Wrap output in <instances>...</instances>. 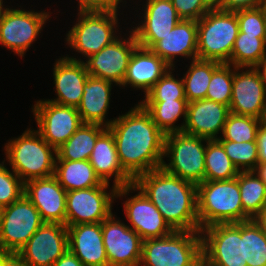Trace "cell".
Returning <instances> with one entry per match:
<instances>
[{
  "mask_svg": "<svg viewBox=\"0 0 266 266\" xmlns=\"http://www.w3.org/2000/svg\"><path fill=\"white\" fill-rule=\"evenodd\" d=\"M32 112L41 137L56 150L83 124L76 107L64 106L49 100H39Z\"/></svg>",
  "mask_w": 266,
  "mask_h": 266,
  "instance_id": "7c38bea8",
  "label": "cell"
},
{
  "mask_svg": "<svg viewBox=\"0 0 266 266\" xmlns=\"http://www.w3.org/2000/svg\"><path fill=\"white\" fill-rule=\"evenodd\" d=\"M254 68L259 72L261 80L266 89V55L260 60V62Z\"/></svg>",
  "mask_w": 266,
  "mask_h": 266,
  "instance_id": "681fc988",
  "label": "cell"
},
{
  "mask_svg": "<svg viewBox=\"0 0 266 266\" xmlns=\"http://www.w3.org/2000/svg\"><path fill=\"white\" fill-rule=\"evenodd\" d=\"M234 66L230 112L236 115L261 119L266 89L259 72L254 67L248 70Z\"/></svg>",
  "mask_w": 266,
  "mask_h": 266,
  "instance_id": "d6986e66",
  "label": "cell"
},
{
  "mask_svg": "<svg viewBox=\"0 0 266 266\" xmlns=\"http://www.w3.org/2000/svg\"><path fill=\"white\" fill-rule=\"evenodd\" d=\"M244 261L247 266H266V236L253 219L244 221Z\"/></svg>",
  "mask_w": 266,
  "mask_h": 266,
  "instance_id": "d590c367",
  "label": "cell"
},
{
  "mask_svg": "<svg viewBox=\"0 0 266 266\" xmlns=\"http://www.w3.org/2000/svg\"><path fill=\"white\" fill-rule=\"evenodd\" d=\"M262 121L252 116L236 115L230 113L225 122L222 138L217 140H229L234 142L256 141L257 130Z\"/></svg>",
  "mask_w": 266,
  "mask_h": 266,
  "instance_id": "e575fe53",
  "label": "cell"
},
{
  "mask_svg": "<svg viewBox=\"0 0 266 266\" xmlns=\"http://www.w3.org/2000/svg\"><path fill=\"white\" fill-rule=\"evenodd\" d=\"M239 31L236 11L209 10L197 21V59L230 64Z\"/></svg>",
  "mask_w": 266,
  "mask_h": 266,
  "instance_id": "8992f818",
  "label": "cell"
},
{
  "mask_svg": "<svg viewBox=\"0 0 266 266\" xmlns=\"http://www.w3.org/2000/svg\"><path fill=\"white\" fill-rule=\"evenodd\" d=\"M170 68L145 94L143 101L187 100L183 79H175Z\"/></svg>",
  "mask_w": 266,
  "mask_h": 266,
  "instance_id": "f35d334b",
  "label": "cell"
},
{
  "mask_svg": "<svg viewBox=\"0 0 266 266\" xmlns=\"http://www.w3.org/2000/svg\"><path fill=\"white\" fill-rule=\"evenodd\" d=\"M24 194L39 211L44 222L66 225L67 191L54 175L26 181Z\"/></svg>",
  "mask_w": 266,
  "mask_h": 266,
  "instance_id": "ac0fdd59",
  "label": "cell"
},
{
  "mask_svg": "<svg viewBox=\"0 0 266 266\" xmlns=\"http://www.w3.org/2000/svg\"><path fill=\"white\" fill-rule=\"evenodd\" d=\"M150 50L174 68V58L181 57L197 59V21L182 19L177 25L156 42Z\"/></svg>",
  "mask_w": 266,
  "mask_h": 266,
  "instance_id": "484cf974",
  "label": "cell"
},
{
  "mask_svg": "<svg viewBox=\"0 0 266 266\" xmlns=\"http://www.w3.org/2000/svg\"><path fill=\"white\" fill-rule=\"evenodd\" d=\"M264 10L265 16H266V0H263L262 6H261Z\"/></svg>",
  "mask_w": 266,
  "mask_h": 266,
  "instance_id": "9f6ffc18",
  "label": "cell"
},
{
  "mask_svg": "<svg viewBox=\"0 0 266 266\" xmlns=\"http://www.w3.org/2000/svg\"><path fill=\"white\" fill-rule=\"evenodd\" d=\"M191 62L187 73L182 78L188 102L205 99L212 73L221 64L200 59Z\"/></svg>",
  "mask_w": 266,
  "mask_h": 266,
  "instance_id": "1f68e13d",
  "label": "cell"
},
{
  "mask_svg": "<svg viewBox=\"0 0 266 266\" xmlns=\"http://www.w3.org/2000/svg\"><path fill=\"white\" fill-rule=\"evenodd\" d=\"M254 222L260 227L263 234L266 236V205L253 218Z\"/></svg>",
  "mask_w": 266,
  "mask_h": 266,
  "instance_id": "c3c4849f",
  "label": "cell"
},
{
  "mask_svg": "<svg viewBox=\"0 0 266 266\" xmlns=\"http://www.w3.org/2000/svg\"><path fill=\"white\" fill-rule=\"evenodd\" d=\"M7 8L3 7V0H0V18L3 16L4 11Z\"/></svg>",
  "mask_w": 266,
  "mask_h": 266,
  "instance_id": "11a10c76",
  "label": "cell"
},
{
  "mask_svg": "<svg viewBox=\"0 0 266 266\" xmlns=\"http://www.w3.org/2000/svg\"><path fill=\"white\" fill-rule=\"evenodd\" d=\"M113 82L88 76L80 105L77 107L83 123L99 124L109 127L113 120L105 119Z\"/></svg>",
  "mask_w": 266,
  "mask_h": 266,
  "instance_id": "4316f807",
  "label": "cell"
},
{
  "mask_svg": "<svg viewBox=\"0 0 266 266\" xmlns=\"http://www.w3.org/2000/svg\"><path fill=\"white\" fill-rule=\"evenodd\" d=\"M67 250V226L44 222L18 254L30 266H52Z\"/></svg>",
  "mask_w": 266,
  "mask_h": 266,
  "instance_id": "e0dca14e",
  "label": "cell"
},
{
  "mask_svg": "<svg viewBox=\"0 0 266 266\" xmlns=\"http://www.w3.org/2000/svg\"><path fill=\"white\" fill-rule=\"evenodd\" d=\"M139 266H203L201 231L143 240Z\"/></svg>",
  "mask_w": 266,
  "mask_h": 266,
  "instance_id": "277c9868",
  "label": "cell"
},
{
  "mask_svg": "<svg viewBox=\"0 0 266 266\" xmlns=\"http://www.w3.org/2000/svg\"><path fill=\"white\" fill-rule=\"evenodd\" d=\"M262 3L263 0H225L224 4L219 9L235 12L242 9L261 7Z\"/></svg>",
  "mask_w": 266,
  "mask_h": 266,
  "instance_id": "ee69618b",
  "label": "cell"
},
{
  "mask_svg": "<svg viewBox=\"0 0 266 266\" xmlns=\"http://www.w3.org/2000/svg\"><path fill=\"white\" fill-rule=\"evenodd\" d=\"M89 162L104 183L109 184V178L114 176L113 186L116 188L134 184L120 165L114 135L108 128L97 138Z\"/></svg>",
  "mask_w": 266,
  "mask_h": 266,
  "instance_id": "cb8c5ba5",
  "label": "cell"
},
{
  "mask_svg": "<svg viewBox=\"0 0 266 266\" xmlns=\"http://www.w3.org/2000/svg\"><path fill=\"white\" fill-rule=\"evenodd\" d=\"M134 185L155 205L174 231H201L196 184L171 175L161 167L139 175Z\"/></svg>",
  "mask_w": 266,
  "mask_h": 266,
  "instance_id": "7a4b0ae2",
  "label": "cell"
},
{
  "mask_svg": "<svg viewBox=\"0 0 266 266\" xmlns=\"http://www.w3.org/2000/svg\"><path fill=\"white\" fill-rule=\"evenodd\" d=\"M118 11H79L78 23L67 33L66 42L70 48L86 59L98 53L118 38ZM116 26V28H115ZM115 29V31H114Z\"/></svg>",
  "mask_w": 266,
  "mask_h": 266,
  "instance_id": "ba28073f",
  "label": "cell"
},
{
  "mask_svg": "<svg viewBox=\"0 0 266 266\" xmlns=\"http://www.w3.org/2000/svg\"><path fill=\"white\" fill-rule=\"evenodd\" d=\"M43 223L39 211L23 194L0 209V247L18 253Z\"/></svg>",
  "mask_w": 266,
  "mask_h": 266,
  "instance_id": "30bf717a",
  "label": "cell"
},
{
  "mask_svg": "<svg viewBox=\"0 0 266 266\" xmlns=\"http://www.w3.org/2000/svg\"><path fill=\"white\" fill-rule=\"evenodd\" d=\"M221 63L212 73L206 99L230 106L232 96L234 66Z\"/></svg>",
  "mask_w": 266,
  "mask_h": 266,
  "instance_id": "8d00e7d4",
  "label": "cell"
},
{
  "mask_svg": "<svg viewBox=\"0 0 266 266\" xmlns=\"http://www.w3.org/2000/svg\"><path fill=\"white\" fill-rule=\"evenodd\" d=\"M128 40L117 38L98 53L86 59L89 76L104 79L122 85L126 76L129 60L138 46L135 35L129 32Z\"/></svg>",
  "mask_w": 266,
  "mask_h": 266,
  "instance_id": "2e32d148",
  "label": "cell"
},
{
  "mask_svg": "<svg viewBox=\"0 0 266 266\" xmlns=\"http://www.w3.org/2000/svg\"><path fill=\"white\" fill-rule=\"evenodd\" d=\"M263 124L266 125V95H265V101H264V107H263V112H262V115H261V119Z\"/></svg>",
  "mask_w": 266,
  "mask_h": 266,
  "instance_id": "db71d44e",
  "label": "cell"
},
{
  "mask_svg": "<svg viewBox=\"0 0 266 266\" xmlns=\"http://www.w3.org/2000/svg\"><path fill=\"white\" fill-rule=\"evenodd\" d=\"M266 55V38L239 32L230 57V64L239 68L255 67Z\"/></svg>",
  "mask_w": 266,
  "mask_h": 266,
  "instance_id": "836d02e7",
  "label": "cell"
},
{
  "mask_svg": "<svg viewBox=\"0 0 266 266\" xmlns=\"http://www.w3.org/2000/svg\"><path fill=\"white\" fill-rule=\"evenodd\" d=\"M230 113L227 105L206 98L188 102L182 132L208 140H217V134L223 132Z\"/></svg>",
  "mask_w": 266,
  "mask_h": 266,
  "instance_id": "44dd1931",
  "label": "cell"
},
{
  "mask_svg": "<svg viewBox=\"0 0 266 266\" xmlns=\"http://www.w3.org/2000/svg\"><path fill=\"white\" fill-rule=\"evenodd\" d=\"M107 129L99 124L83 123L76 132L57 149L56 160H89L97 138Z\"/></svg>",
  "mask_w": 266,
  "mask_h": 266,
  "instance_id": "f1b7e54d",
  "label": "cell"
},
{
  "mask_svg": "<svg viewBox=\"0 0 266 266\" xmlns=\"http://www.w3.org/2000/svg\"><path fill=\"white\" fill-rule=\"evenodd\" d=\"M197 211L200 230L215 224L251 220L243 211L237 177L198 184Z\"/></svg>",
  "mask_w": 266,
  "mask_h": 266,
  "instance_id": "3957f363",
  "label": "cell"
},
{
  "mask_svg": "<svg viewBox=\"0 0 266 266\" xmlns=\"http://www.w3.org/2000/svg\"><path fill=\"white\" fill-rule=\"evenodd\" d=\"M4 149L6 160L24 183L54 175L57 150L36 130H25L21 136L6 143Z\"/></svg>",
  "mask_w": 266,
  "mask_h": 266,
  "instance_id": "5b68a950",
  "label": "cell"
},
{
  "mask_svg": "<svg viewBox=\"0 0 266 266\" xmlns=\"http://www.w3.org/2000/svg\"><path fill=\"white\" fill-rule=\"evenodd\" d=\"M255 173L260 177V179L266 184V163L257 164Z\"/></svg>",
  "mask_w": 266,
  "mask_h": 266,
  "instance_id": "f907efd6",
  "label": "cell"
},
{
  "mask_svg": "<svg viewBox=\"0 0 266 266\" xmlns=\"http://www.w3.org/2000/svg\"><path fill=\"white\" fill-rule=\"evenodd\" d=\"M52 266H85L69 249Z\"/></svg>",
  "mask_w": 266,
  "mask_h": 266,
  "instance_id": "bcb514c9",
  "label": "cell"
},
{
  "mask_svg": "<svg viewBox=\"0 0 266 266\" xmlns=\"http://www.w3.org/2000/svg\"><path fill=\"white\" fill-rule=\"evenodd\" d=\"M139 103L151 115L153 122L165 135L173 132H182L183 126H175L174 124L181 115L186 121L187 100L142 101Z\"/></svg>",
  "mask_w": 266,
  "mask_h": 266,
  "instance_id": "f546056e",
  "label": "cell"
},
{
  "mask_svg": "<svg viewBox=\"0 0 266 266\" xmlns=\"http://www.w3.org/2000/svg\"><path fill=\"white\" fill-rule=\"evenodd\" d=\"M239 32L266 38V16L262 7L236 11Z\"/></svg>",
  "mask_w": 266,
  "mask_h": 266,
  "instance_id": "60d3db41",
  "label": "cell"
},
{
  "mask_svg": "<svg viewBox=\"0 0 266 266\" xmlns=\"http://www.w3.org/2000/svg\"><path fill=\"white\" fill-rule=\"evenodd\" d=\"M201 236L203 266H247L244 222L211 225L201 229Z\"/></svg>",
  "mask_w": 266,
  "mask_h": 266,
  "instance_id": "9c48e42d",
  "label": "cell"
},
{
  "mask_svg": "<svg viewBox=\"0 0 266 266\" xmlns=\"http://www.w3.org/2000/svg\"><path fill=\"white\" fill-rule=\"evenodd\" d=\"M225 0H207V3L213 8L218 9L224 4Z\"/></svg>",
  "mask_w": 266,
  "mask_h": 266,
  "instance_id": "f5cc1de1",
  "label": "cell"
},
{
  "mask_svg": "<svg viewBox=\"0 0 266 266\" xmlns=\"http://www.w3.org/2000/svg\"><path fill=\"white\" fill-rule=\"evenodd\" d=\"M142 25L132 27L139 46L150 49L171 32L182 19L171 0H146Z\"/></svg>",
  "mask_w": 266,
  "mask_h": 266,
  "instance_id": "ffe728a7",
  "label": "cell"
},
{
  "mask_svg": "<svg viewBox=\"0 0 266 266\" xmlns=\"http://www.w3.org/2000/svg\"><path fill=\"white\" fill-rule=\"evenodd\" d=\"M78 11H118L122 0H78ZM118 8V9H117Z\"/></svg>",
  "mask_w": 266,
  "mask_h": 266,
  "instance_id": "7bdbcfd3",
  "label": "cell"
},
{
  "mask_svg": "<svg viewBox=\"0 0 266 266\" xmlns=\"http://www.w3.org/2000/svg\"><path fill=\"white\" fill-rule=\"evenodd\" d=\"M208 139L184 132L165 135L164 157H170V163H162L169 174L190 181L196 185L205 181V153Z\"/></svg>",
  "mask_w": 266,
  "mask_h": 266,
  "instance_id": "52a82bcc",
  "label": "cell"
},
{
  "mask_svg": "<svg viewBox=\"0 0 266 266\" xmlns=\"http://www.w3.org/2000/svg\"><path fill=\"white\" fill-rule=\"evenodd\" d=\"M113 215L102 222L103 243L109 266H139L143 240Z\"/></svg>",
  "mask_w": 266,
  "mask_h": 266,
  "instance_id": "9a60e30c",
  "label": "cell"
},
{
  "mask_svg": "<svg viewBox=\"0 0 266 266\" xmlns=\"http://www.w3.org/2000/svg\"><path fill=\"white\" fill-rule=\"evenodd\" d=\"M181 19L198 21L213 9L207 0H171Z\"/></svg>",
  "mask_w": 266,
  "mask_h": 266,
  "instance_id": "b9f144b4",
  "label": "cell"
},
{
  "mask_svg": "<svg viewBox=\"0 0 266 266\" xmlns=\"http://www.w3.org/2000/svg\"><path fill=\"white\" fill-rule=\"evenodd\" d=\"M53 76L57 98L48 100L77 108L81 103L83 87L89 76L84 61L68 56L57 59Z\"/></svg>",
  "mask_w": 266,
  "mask_h": 266,
  "instance_id": "7402d4cb",
  "label": "cell"
},
{
  "mask_svg": "<svg viewBox=\"0 0 266 266\" xmlns=\"http://www.w3.org/2000/svg\"><path fill=\"white\" fill-rule=\"evenodd\" d=\"M226 154L238 171H254L258 164V149L256 141L234 142L218 140Z\"/></svg>",
  "mask_w": 266,
  "mask_h": 266,
  "instance_id": "74e56055",
  "label": "cell"
},
{
  "mask_svg": "<svg viewBox=\"0 0 266 266\" xmlns=\"http://www.w3.org/2000/svg\"><path fill=\"white\" fill-rule=\"evenodd\" d=\"M239 171L218 140H208L205 153V181L230 180Z\"/></svg>",
  "mask_w": 266,
  "mask_h": 266,
  "instance_id": "d6a6232c",
  "label": "cell"
},
{
  "mask_svg": "<svg viewBox=\"0 0 266 266\" xmlns=\"http://www.w3.org/2000/svg\"><path fill=\"white\" fill-rule=\"evenodd\" d=\"M0 163V209L9 206L24 194V182L12 170Z\"/></svg>",
  "mask_w": 266,
  "mask_h": 266,
  "instance_id": "ab89813d",
  "label": "cell"
},
{
  "mask_svg": "<svg viewBox=\"0 0 266 266\" xmlns=\"http://www.w3.org/2000/svg\"><path fill=\"white\" fill-rule=\"evenodd\" d=\"M54 176L67 192L96 187L103 183L89 160H56Z\"/></svg>",
  "mask_w": 266,
  "mask_h": 266,
  "instance_id": "83f0119b",
  "label": "cell"
},
{
  "mask_svg": "<svg viewBox=\"0 0 266 266\" xmlns=\"http://www.w3.org/2000/svg\"><path fill=\"white\" fill-rule=\"evenodd\" d=\"M108 129L114 135L120 165L133 180L162 167L165 134L140 103L115 118Z\"/></svg>",
  "mask_w": 266,
  "mask_h": 266,
  "instance_id": "6da1fadb",
  "label": "cell"
},
{
  "mask_svg": "<svg viewBox=\"0 0 266 266\" xmlns=\"http://www.w3.org/2000/svg\"><path fill=\"white\" fill-rule=\"evenodd\" d=\"M256 144L258 149V164L266 163V125L261 123L257 130Z\"/></svg>",
  "mask_w": 266,
  "mask_h": 266,
  "instance_id": "f6af8a7d",
  "label": "cell"
},
{
  "mask_svg": "<svg viewBox=\"0 0 266 266\" xmlns=\"http://www.w3.org/2000/svg\"><path fill=\"white\" fill-rule=\"evenodd\" d=\"M131 191H139L124 203L126 217L131 227L142 240L161 238L171 234L174 230L165 221L160 211L147 196L134 184L120 187L116 190V198L123 197Z\"/></svg>",
  "mask_w": 266,
  "mask_h": 266,
  "instance_id": "5bb4252c",
  "label": "cell"
},
{
  "mask_svg": "<svg viewBox=\"0 0 266 266\" xmlns=\"http://www.w3.org/2000/svg\"><path fill=\"white\" fill-rule=\"evenodd\" d=\"M237 180L243 211L253 219L266 205V184L255 171H239Z\"/></svg>",
  "mask_w": 266,
  "mask_h": 266,
  "instance_id": "4dcf8cb0",
  "label": "cell"
},
{
  "mask_svg": "<svg viewBox=\"0 0 266 266\" xmlns=\"http://www.w3.org/2000/svg\"><path fill=\"white\" fill-rule=\"evenodd\" d=\"M170 68L172 67L157 54L138 45L131 55L121 86L129 84L134 88L143 89L146 94Z\"/></svg>",
  "mask_w": 266,
  "mask_h": 266,
  "instance_id": "d4e9b609",
  "label": "cell"
},
{
  "mask_svg": "<svg viewBox=\"0 0 266 266\" xmlns=\"http://www.w3.org/2000/svg\"><path fill=\"white\" fill-rule=\"evenodd\" d=\"M68 249L85 266H109L106 255L102 223L67 226Z\"/></svg>",
  "mask_w": 266,
  "mask_h": 266,
  "instance_id": "603a6c76",
  "label": "cell"
},
{
  "mask_svg": "<svg viewBox=\"0 0 266 266\" xmlns=\"http://www.w3.org/2000/svg\"><path fill=\"white\" fill-rule=\"evenodd\" d=\"M13 254V252L5 250L0 247V266H3L4 262Z\"/></svg>",
  "mask_w": 266,
  "mask_h": 266,
  "instance_id": "816d5d0a",
  "label": "cell"
},
{
  "mask_svg": "<svg viewBox=\"0 0 266 266\" xmlns=\"http://www.w3.org/2000/svg\"><path fill=\"white\" fill-rule=\"evenodd\" d=\"M109 184L87 189L68 191L66 194V226L85 223H102L112 214V203L116 198L115 186L107 192Z\"/></svg>",
  "mask_w": 266,
  "mask_h": 266,
  "instance_id": "8fae6325",
  "label": "cell"
},
{
  "mask_svg": "<svg viewBox=\"0 0 266 266\" xmlns=\"http://www.w3.org/2000/svg\"><path fill=\"white\" fill-rule=\"evenodd\" d=\"M3 266H30L18 253H13Z\"/></svg>",
  "mask_w": 266,
  "mask_h": 266,
  "instance_id": "7dc6e473",
  "label": "cell"
},
{
  "mask_svg": "<svg viewBox=\"0 0 266 266\" xmlns=\"http://www.w3.org/2000/svg\"><path fill=\"white\" fill-rule=\"evenodd\" d=\"M49 12L7 8L0 18V43L20 57L36 41Z\"/></svg>",
  "mask_w": 266,
  "mask_h": 266,
  "instance_id": "4fadbf2b",
  "label": "cell"
}]
</instances>
